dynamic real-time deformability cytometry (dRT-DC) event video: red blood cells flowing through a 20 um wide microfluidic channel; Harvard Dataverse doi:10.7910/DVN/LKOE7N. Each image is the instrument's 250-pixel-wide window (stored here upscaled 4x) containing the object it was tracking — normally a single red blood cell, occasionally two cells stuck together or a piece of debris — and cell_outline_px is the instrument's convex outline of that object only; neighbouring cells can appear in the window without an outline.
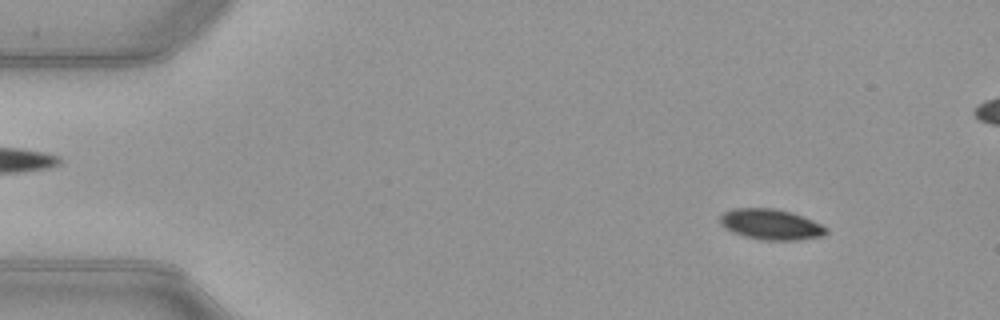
{"species": "common noctule bat (a hibernating species)", "species_latin": "Nyctalus noctula", "temperature_condition": "warm", "stored_images_in_passage": 53, "camera_frame_rate_fps": 3000, "um_per_image_px": 0.085, "animal": {"sex": "female", "body_mass_g": 21.9}, "frame": {"image": 1, "passage_image": 6, "time_ms": 1.667, "image_size_px": [1000, 320], "cell_outline_px": [[828, 232], [824, 236], [800, 240], [760, 240], [744, 236], [732, 232], [724, 228], [720, 224], [720, 216], [724, 212], [732, 208], [772, 208], [792, 212], [812, 220], [828, 228]], "centroid_in_image_um": [65.52, 19.08], "position_along_channel_um": 19.5, "area_um2": 19.13}}
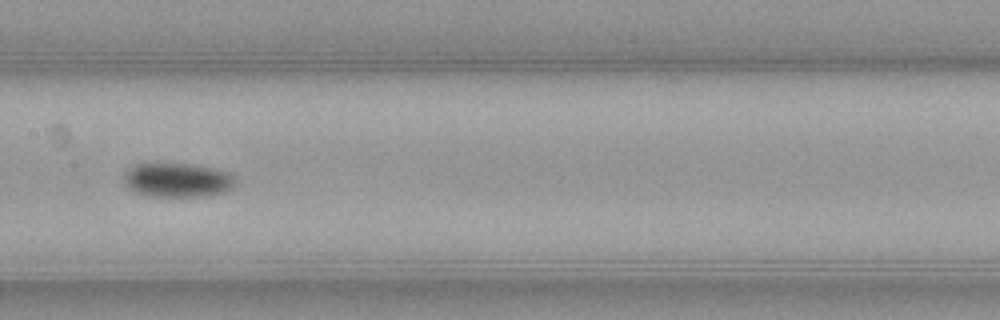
{"frame": {"image": 2, "passage_image": 26, "time_ms": 8.333, "image_size_px": [1000, 320], "cell_outline_px": [[236, 180], [232, 188], [224, 192], [204, 196], [148, 196], [136, 192], [128, 188], [124, 184], [124, 172], [128, 168], [136, 164], [156, 160], [192, 164], [216, 168], [232, 172]], "centroid_in_image_um": [15.06, 15.25], "position_along_channel_um": 192.3, "area_um2": 23.24}}
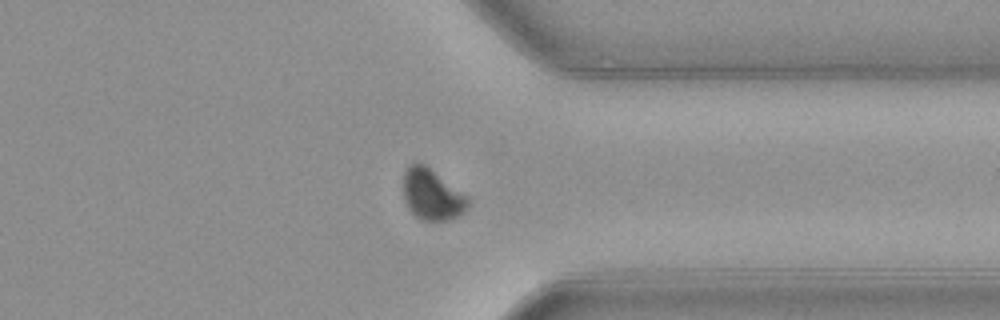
{"frame": {"image": 3, "passage_image": 40, "time_ms": 13.0, "image_size_px": [1000, 320], "cell_outline_px": [[472, 200], [468, 208], [460, 216], [448, 220], [424, 220], [416, 216], [408, 208], [404, 200], [404, 168], [408, 164], [416, 160], [424, 164], [468, 196]], "centroid_in_image_um": [36.73, 16.52], "position_along_channel_um": 374.7, "area_um2": 19.48}, "authors_computed_cell_mechanics": {"area_um2": 20.1144, "velocity_mm_per_s": 3.993, "shape_relaxation_time_tau1_ms": 5.1716, "shape_relaxation_time_tau2_ms": null, "deformation_change_tau1": 0.1292, "deformation_change_tau2": null}}